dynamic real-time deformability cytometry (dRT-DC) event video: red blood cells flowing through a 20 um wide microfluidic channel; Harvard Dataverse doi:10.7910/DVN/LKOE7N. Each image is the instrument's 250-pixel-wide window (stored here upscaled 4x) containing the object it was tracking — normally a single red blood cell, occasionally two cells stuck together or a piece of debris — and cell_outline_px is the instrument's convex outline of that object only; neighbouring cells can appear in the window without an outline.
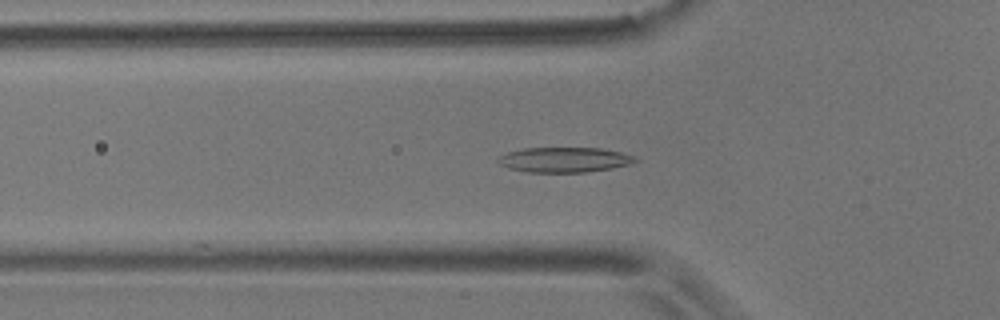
{"species": "common noctule bat (a hibernating species)", "species_latin": "Nyctalus noctula", "temperature_condition": "room temperature", "stored_images_in_passage": 57, "segment_of_instrument_passage": [1, 2], "camera_frame_rate_fps": 3000, "um_per_image_px": 0.085, "animal": {"sex": "male", "body_mass_g": 17.9}, "frame": {"image": 1, "passage_image": 18, "time_ms": 5.667, "image_size_px": [1000, 320], "cell_outline_px": [[640, 160], [628, 164], [612, 168], [588, 172], [528, 172], [508, 168], [500, 164], [496, 160], [496, 156], [508, 152], [524, 148], [600, 148], [620, 152], [636, 156]], "centroid_in_image_um": [47.95, 13.58], "position_along_channel_um": 77.8, "area_um2": 20.11}}
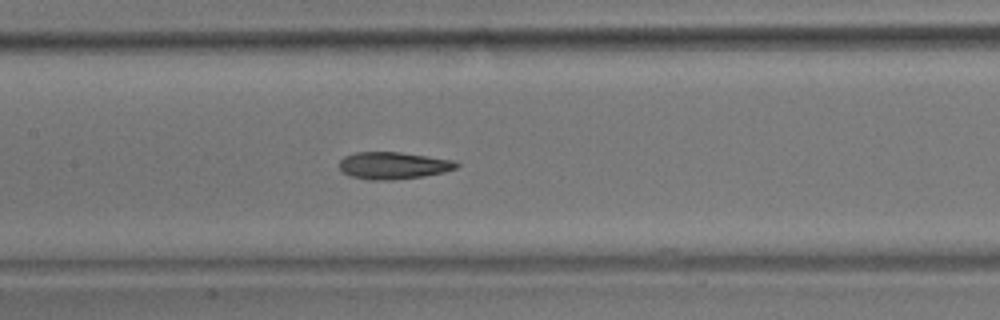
{"frame": {"image": 2, "passage_image": 26, "time_ms": 8.333, "image_size_px": [1000, 320], "cell_outline_px": [[460, 164], [456, 168], [444, 172], [424, 176], [392, 180], [368, 180], [348, 176], [336, 164], [344, 156], [356, 152], [400, 152], [456, 160]], "centroid_in_image_um": [33.41, 14.07], "position_along_channel_um": 174.0, "area_um2": 18.79}}
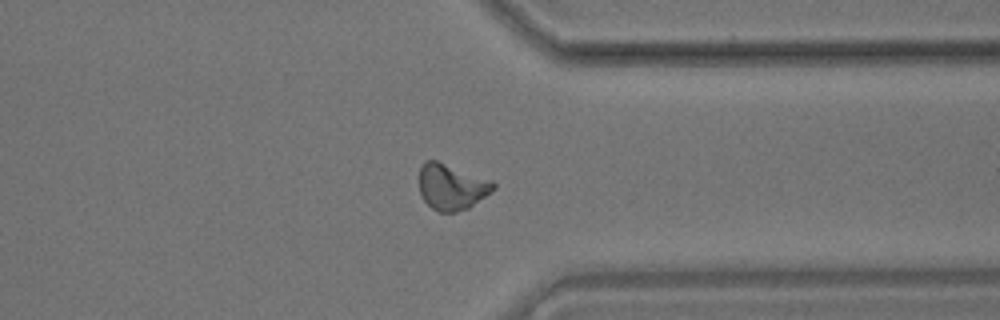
{"frame": {"image": 3, "passage_image": 43, "time_ms": 14.0, "image_size_px": [1000, 320], "cell_outline_px": [[496, 188], [492, 192], [468, 208], [456, 212], [440, 212], [432, 208], [420, 196], [420, 168], [428, 160], [436, 160], [492, 180], [496, 184]], "centroid_in_image_um": [38.41, 15.89], "position_along_channel_um": 373.0, "area_um2": 19.77}}